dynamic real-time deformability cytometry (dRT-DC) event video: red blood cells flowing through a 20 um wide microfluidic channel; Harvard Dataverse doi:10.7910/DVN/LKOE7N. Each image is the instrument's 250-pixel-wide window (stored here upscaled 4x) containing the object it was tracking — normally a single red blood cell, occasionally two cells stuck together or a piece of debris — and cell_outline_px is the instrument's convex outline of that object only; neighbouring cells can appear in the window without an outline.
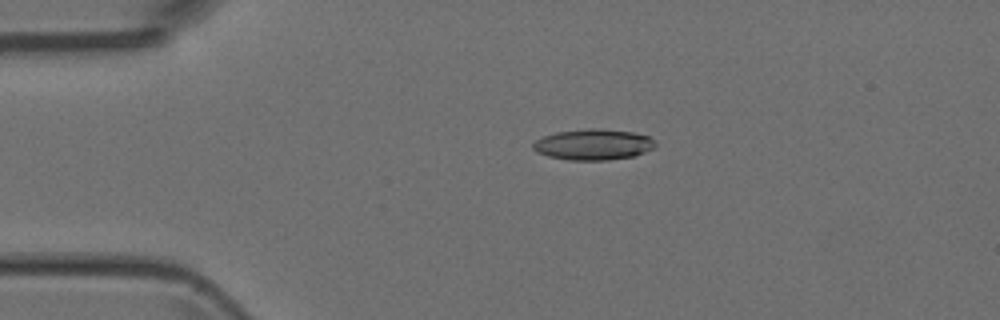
{"species": "Egyptian fruit bat (a non-hibernating species)", "species_latin": "Rousettus aegyptiacus", "temperature_condition": "room temperature", "stored_images_in_passage": 3, "camera_frame_rate_fps": 3000, "um_per_image_px": 0.085, "animal": {"sex": "female"}, "frame": {"image": 1, "passage_image": 2, "time_ms": 1.333, "image_size_px": [1000, 320], "cell_outline_px": [[656, 144], [652, 148], [636, 156], [608, 160], [568, 160], [548, 156], [536, 152], [532, 148], [532, 144], [536, 140], [544, 136], [556, 132], [588, 128], [600, 128], [632, 132], [648, 136]], "centroid_in_image_um": [50.4, 12.28], "position_along_channel_um": 34.6, "area_um2": 22.02}}